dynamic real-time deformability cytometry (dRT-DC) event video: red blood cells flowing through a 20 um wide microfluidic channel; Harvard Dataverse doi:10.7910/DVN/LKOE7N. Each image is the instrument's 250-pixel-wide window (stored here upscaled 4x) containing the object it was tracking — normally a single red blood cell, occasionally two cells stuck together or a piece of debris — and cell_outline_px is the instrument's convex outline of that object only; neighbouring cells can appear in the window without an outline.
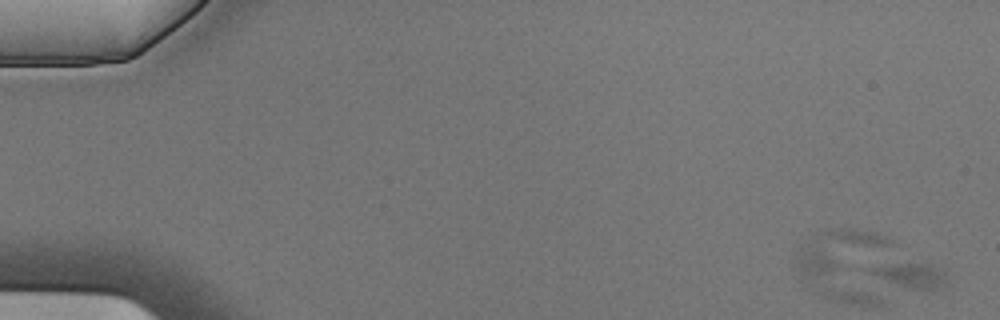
{"species": "Egyptian fruit bat (a non-hibernating species)", "species_latin": "Rousettus aegyptiacus", "temperature_condition": "cold", "stored_images_in_passage": 5, "camera_frame_rate_fps": 3000, "um_per_image_px": 0.085, "animal": {"sex": "male"}, "frame": {"image": 1, "passage_image": 2, "time_ms": 0.333, "image_size_px": [1000, 320], "cell_outline_px": [[948, 288], [932, 292], [908, 288], [880, 276], [864, 268], [896, 264], [932, 264], [948, 268]], "centroid_in_image_um": [77.79, 23.45], "position_along_channel_um": 7.2, "area_um2": 11.39}}